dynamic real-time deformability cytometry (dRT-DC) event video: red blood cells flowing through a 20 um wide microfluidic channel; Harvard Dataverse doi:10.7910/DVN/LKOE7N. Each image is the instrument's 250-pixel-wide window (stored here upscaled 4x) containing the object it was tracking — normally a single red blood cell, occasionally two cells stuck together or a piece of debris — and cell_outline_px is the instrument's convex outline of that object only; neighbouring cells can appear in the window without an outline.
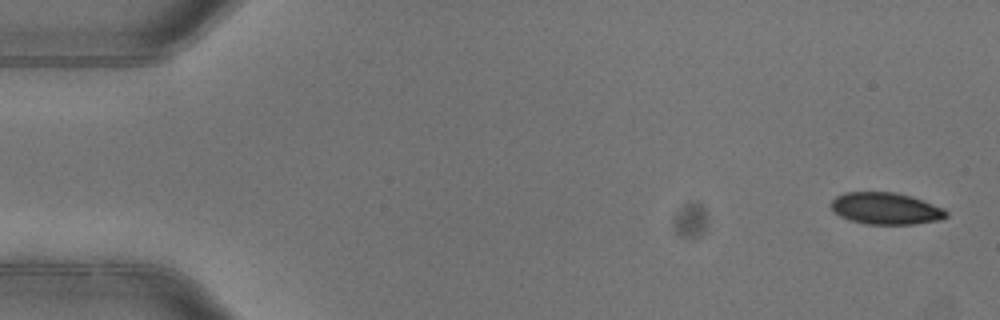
{"species": "common noctule bat (a hibernating species)", "species_latin": "Nyctalus noctula", "temperature_condition": "warm", "stored_images_in_passage": 4, "camera_frame_rate_fps": 3000, "um_per_image_px": 0.085, "animal": {"sex": "female"}, "frame": {"image": 1, "passage_image": 1, "time_ms": 0.0, "image_size_px": [1000, 320], "cell_outline_px": [[948, 216], [940, 220], [916, 224], [864, 224], [848, 220], [840, 216], [828, 204], [836, 196], [844, 192], [896, 192], [912, 196], [944, 208], [948, 212]], "centroid_in_image_um": [75.29, 17.72], "position_along_channel_um": 9.7, "area_um2": 21.62}}
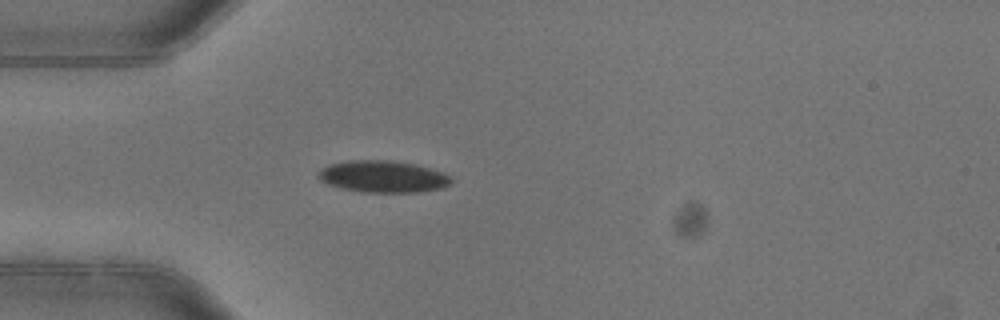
{"frame": {"image": 2, "passage_image": 4, "time_ms": 1.0, "image_size_px": [1000, 320], "cell_outline_px": [[452, 184], [444, 188], [416, 192], [364, 192], [344, 188], [328, 184], [320, 180], [316, 176], [316, 172], [320, 168], [328, 164], [348, 160], [392, 160], [416, 164], [444, 172], [452, 176]], "centroid_in_image_um": [32.57, 14.99], "position_along_channel_um": 52.4, "area_um2": 25.03}}